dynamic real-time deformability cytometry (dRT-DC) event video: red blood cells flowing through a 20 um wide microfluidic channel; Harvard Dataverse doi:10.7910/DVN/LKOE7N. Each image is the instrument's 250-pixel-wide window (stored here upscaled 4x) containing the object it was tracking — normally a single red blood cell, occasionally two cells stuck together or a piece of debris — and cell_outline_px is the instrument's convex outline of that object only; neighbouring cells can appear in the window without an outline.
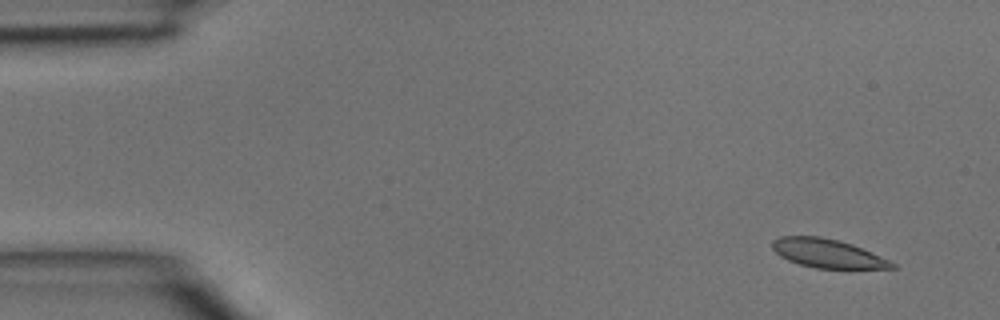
{"species": "common noctule bat (a hibernating species)", "species_latin": "Nyctalus noctula", "temperature_condition": "room temperature", "stored_images_in_passage": 3, "camera_frame_rate_fps": 3000, "um_per_image_px": 0.085, "animal": {"sex": "male", "body_mass_g": 15.6}, "frame": {"image": 1, "passage_image": 1, "time_ms": 0.0, "image_size_px": [1000, 320], "cell_outline_px": [[896, 268], [852, 272], [816, 268], [800, 264], [788, 260], [780, 256], [772, 248], [772, 240], [780, 236], [820, 236], [840, 240], [852, 244], [888, 260], [896, 264]], "centroid_in_image_um": [70.43, 21.6], "position_along_channel_um": 14.6, "area_um2": 20.98}}